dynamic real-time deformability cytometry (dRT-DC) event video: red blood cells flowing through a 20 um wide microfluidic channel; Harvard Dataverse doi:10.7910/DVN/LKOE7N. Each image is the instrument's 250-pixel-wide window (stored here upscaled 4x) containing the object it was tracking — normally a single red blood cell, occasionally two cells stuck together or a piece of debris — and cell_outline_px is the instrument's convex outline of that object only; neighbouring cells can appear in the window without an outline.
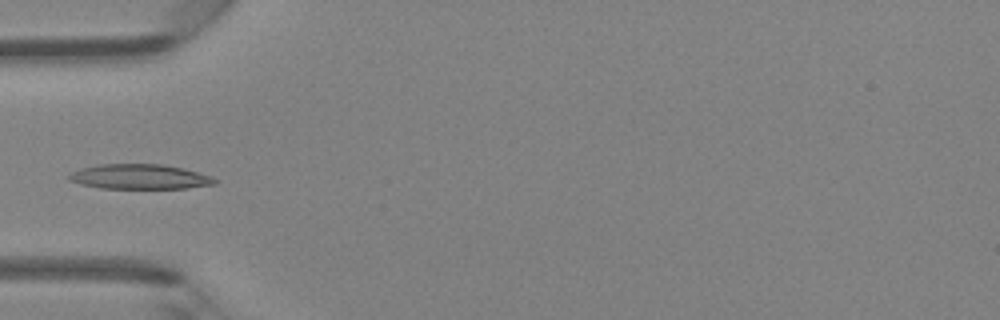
{"species": "Egyptian fruit bat (a non-hibernating species)", "species_latin": "Rousettus aegyptiacus", "temperature_condition": "room temperature", "stored_images_in_passage": 5, "camera_frame_rate_fps": 3000, "um_per_image_px": 0.085, "animal": {"sex": "female"}, "frame": {"image": 1, "passage_image": 5, "time_ms": 1.333, "image_size_px": [1000, 320], "cell_outline_px": [[220, 180], [216, 184], [184, 188], [100, 188], [80, 184], [68, 180], [68, 176], [72, 172], [80, 168], [100, 164], [164, 164], [184, 168], [212, 176]], "centroid_in_image_um": [11.9, 15.01], "position_along_channel_um": 73.1, "area_um2": 21.27}}